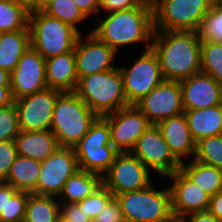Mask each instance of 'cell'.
Instances as JSON below:
<instances>
[{
    "label": "cell",
    "mask_w": 222,
    "mask_h": 222,
    "mask_svg": "<svg viewBox=\"0 0 222 222\" xmlns=\"http://www.w3.org/2000/svg\"><path fill=\"white\" fill-rule=\"evenodd\" d=\"M86 17L100 13L101 0H74Z\"/></svg>",
    "instance_id": "60d3db41"
},
{
    "label": "cell",
    "mask_w": 222,
    "mask_h": 222,
    "mask_svg": "<svg viewBox=\"0 0 222 222\" xmlns=\"http://www.w3.org/2000/svg\"><path fill=\"white\" fill-rule=\"evenodd\" d=\"M7 183L0 182V222H6Z\"/></svg>",
    "instance_id": "ee69618b"
},
{
    "label": "cell",
    "mask_w": 222,
    "mask_h": 222,
    "mask_svg": "<svg viewBox=\"0 0 222 222\" xmlns=\"http://www.w3.org/2000/svg\"><path fill=\"white\" fill-rule=\"evenodd\" d=\"M198 32L202 40L222 43V0H214Z\"/></svg>",
    "instance_id": "d6a6232c"
},
{
    "label": "cell",
    "mask_w": 222,
    "mask_h": 222,
    "mask_svg": "<svg viewBox=\"0 0 222 222\" xmlns=\"http://www.w3.org/2000/svg\"><path fill=\"white\" fill-rule=\"evenodd\" d=\"M78 81L74 50L46 59L48 88L61 92L76 91Z\"/></svg>",
    "instance_id": "44dd1931"
},
{
    "label": "cell",
    "mask_w": 222,
    "mask_h": 222,
    "mask_svg": "<svg viewBox=\"0 0 222 222\" xmlns=\"http://www.w3.org/2000/svg\"><path fill=\"white\" fill-rule=\"evenodd\" d=\"M191 159L222 170V134L199 140Z\"/></svg>",
    "instance_id": "1f68e13d"
},
{
    "label": "cell",
    "mask_w": 222,
    "mask_h": 222,
    "mask_svg": "<svg viewBox=\"0 0 222 222\" xmlns=\"http://www.w3.org/2000/svg\"><path fill=\"white\" fill-rule=\"evenodd\" d=\"M126 222H172L170 188L156 190L151 183L137 191L114 195Z\"/></svg>",
    "instance_id": "5b68a950"
},
{
    "label": "cell",
    "mask_w": 222,
    "mask_h": 222,
    "mask_svg": "<svg viewBox=\"0 0 222 222\" xmlns=\"http://www.w3.org/2000/svg\"><path fill=\"white\" fill-rule=\"evenodd\" d=\"M82 37V34L78 37L74 48L79 80L87 75L116 68L113 63L117 52L113 48L91 31L84 36V39Z\"/></svg>",
    "instance_id": "e0dca14e"
},
{
    "label": "cell",
    "mask_w": 222,
    "mask_h": 222,
    "mask_svg": "<svg viewBox=\"0 0 222 222\" xmlns=\"http://www.w3.org/2000/svg\"><path fill=\"white\" fill-rule=\"evenodd\" d=\"M188 128L193 140H199L222 134V104L209 108L186 110Z\"/></svg>",
    "instance_id": "603a6c76"
},
{
    "label": "cell",
    "mask_w": 222,
    "mask_h": 222,
    "mask_svg": "<svg viewBox=\"0 0 222 222\" xmlns=\"http://www.w3.org/2000/svg\"><path fill=\"white\" fill-rule=\"evenodd\" d=\"M43 11L49 16L69 24L82 34V31H80L81 29L77 28V24L84 21L87 17L83 14L74 0H52Z\"/></svg>",
    "instance_id": "4dcf8cb0"
},
{
    "label": "cell",
    "mask_w": 222,
    "mask_h": 222,
    "mask_svg": "<svg viewBox=\"0 0 222 222\" xmlns=\"http://www.w3.org/2000/svg\"><path fill=\"white\" fill-rule=\"evenodd\" d=\"M102 118L109 125L111 144L120 153L131 152L138 138L152 125L136 105H129Z\"/></svg>",
    "instance_id": "4fadbf2b"
},
{
    "label": "cell",
    "mask_w": 222,
    "mask_h": 222,
    "mask_svg": "<svg viewBox=\"0 0 222 222\" xmlns=\"http://www.w3.org/2000/svg\"><path fill=\"white\" fill-rule=\"evenodd\" d=\"M0 86H10V73L0 68Z\"/></svg>",
    "instance_id": "7dc6e473"
},
{
    "label": "cell",
    "mask_w": 222,
    "mask_h": 222,
    "mask_svg": "<svg viewBox=\"0 0 222 222\" xmlns=\"http://www.w3.org/2000/svg\"><path fill=\"white\" fill-rule=\"evenodd\" d=\"M136 107L151 124L184 112L180 81L164 80L153 88Z\"/></svg>",
    "instance_id": "2e32d148"
},
{
    "label": "cell",
    "mask_w": 222,
    "mask_h": 222,
    "mask_svg": "<svg viewBox=\"0 0 222 222\" xmlns=\"http://www.w3.org/2000/svg\"><path fill=\"white\" fill-rule=\"evenodd\" d=\"M172 222H181L179 219H174Z\"/></svg>",
    "instance_id": "681fc988"
},
{
    "label": "cell",
    "mask_w": 222,
    "mask_h": 222,
    "mask_svg": "<svg viewBox=\"0 0 222 222\" xmlns=\"http://www.w3.org/2000/svg\"><path fill=\"white\" fill-rule=\"evenodd\" d=\"M77 170L79 167L74 149L59 147L51 156L41 162L36 195L58 198L66 181Z\"/></svg>",
    "instance_id": "7c38bea8"
},
{
    "label": "cell",
    "mask_w": 222,
    "mask_h": 222,
    "mask_svg": "<svg viewBox=\"0 0 222 222\" xmlns=\"http://www.w3.org/2000/svg\"><path fill=\"white\" fill-rule=\"evenodd\" d=\"M17 156L15 140L0 142V182L7 178L11 165Z\"/></svg>",
    "instance_id": "8d00e7d4"
},
{
    "label": "cell",
    "mask_w": 222,
    "mask_h": 222,
    "mask_svg": "<svg viewBox=\"0 0 222 222\" xmlns=\"http://www.w3.org/2000/svg\"><path fill=\"white\" fill-rule=\"evenodd\" d=\"M214 0H154V30L198 32Z\"/></svg>",
    "instance_id": "52a82bcc"
},
{
    "label": "cell",
    "mask_w": 222,
    "mask_h": 222,
    "mask_svg": "<svg viewBox=\"0 0 222 222\" xmlns=\"http://www.w3.org/2000/svg\"><path fill=\"white\" fill-rule=\"evenodd\" d=\"M114 197L112 192L102 185L92 195L77 202L82 211L92 220L103 211L106 204Z\"/></svg>",
    "instance_id": "d590c367"
},
{
    "label": "cell",
    "mask_w": 222,
    "mask_h": 222,
    "mask_svg": "<svg viewBox=\"0 0 222 222\" xmlns=\"http://www.w3.org/2000/svg\"><path fill=\"white\" fill-rule=\"evenodd\" d=\"M40 171V161L18 155L11 165L7 178L3 182L12 185L18 191H25L36 195Z\"/></svg>",
    "instance_id": "d4e9b609"
},
{
    "label": "cell",
    "mask_w": 222,
    "mask_h": 222,
    "mask_svg": "<svg viewBox=\"0 0 222 222\" xmlns=\"http://www.w3.org/2000/svg\"><path fill=\"white\" fill-rule=\"evenodd\" d=\"M173 182L171 191L172 211L175 219L194 213L208 211L210 196L189 179L181 170L167 176Z\"/></svg>",
    "instance_id": "ac0fdd59"
},
{
    "label": "cell",
    "mask_w": 222,
    "mask_h": 222,
    "mask_svg": "<svg viewBox=\"0 0 222 222\" xmlns=\"http://www.w3.org/2000/svg\"><path fill=\"white\" fill-rule=\"evenodd\" d=\"M157 126L162 131L166 144L181 162L187 157L194 158L196 142L191 136L184 112L160 121Z\"/></svg>",
    "instance_id": "ffe728a7"
},
{
    "label": "cell",
    "mask_w": 222,
    "mask_h": 222,
    "mask_svg": "<svg viewBox=\"0 0 222 222\" xmlns=\"http://www.w3.org/2000/svg\"><path fill=\"white\" fill-rule=\"evenodd\" d=\"M81 170L103 176L120 153L111 144L108 123L98 117L88 133L73 147Z\"/></svg>",
    "instance_id": "ba28073f"
},
{
    "label": "cell",
    "mask_w": 222,
    "mask_h": 222,
    "mask_svg": "<svg viewBox=\"0 0 222 222\" xmlns=\"http://www.w3.org/2000/svg\"><path fill=\"white\" fill-rule=\"evenodd\" d=\"M102 185L101 175L79 169L66 181L58 201L77 203L92 195Z\"/></svg>",
    "instance_id": "484cf974"
},
{
    "label": "cell",
    "mask_w": 222,
    "mask_h": 222,
    "mask_svg": "<svg viewBox=\"0 0 222 222\" xmlns=\"http://www.w3.org/2000/svg\"><path fill=\"white\" fill-rule=\"evenodd\" d=\"M31 47L45 59L74 50L81 35L75 28L44 11L29 14Z\"/></svg>",
    "instance_id": "8992f818"
},
{
    "label": "cell",
    "mask_w": 222,
    "mask_h": 222,
    "mask_svg": "<svg viewBox=\"0 0 222 222\" xmlns=\"http://www.w3.org/2000/svg\"><path fill=\"white\" fill-rule=\"evenodd\" d=\"M150 171L169 176L181 169L182 162L166 144L162 131L152 124L139 138L131 151Z\"/></svg>",
    "instance_id": "8fae6325"
},
{
    "label": "cell",
    "mask_w": 222,
    "mask_h": 222,
    "mask_svg": "<svg viewBox=\"0 0 222 222\" xmlns=\"http://www.w3.org/2000/svg\"><path fill=\"white\" fill-rule=\"evenodd\" d=\"M201 41L195 31L154 30L151 48L165 80L181 81L201 72Z\"/></svg>",
    "instance_id": "6da1fadb"
},
{
    "label": "cell",
    "mask_w": 222,
    "mask_h": 222,
    "mask_svg": "<svg viewBox=\"0 0 222 222\" xmlns=\"http://www.w3.org/2000/svg\"><path fill=\"white\" fill-rule=\"evenodd\" d=\"M201 72L222 85V43L201 41Z\"/></svg>",
    "instance_id": "f546056e"
},
{
    "label": "cell",
    "mask_w": 222,
    "mask_h": 222,
    "mask_svg": "<svg viewBox=\"0 0 222 222\" xmlns=\"http://www.w3.org/2000/svg\"><path fill=\"white\" fill-rule=\"evenodd\" d=\"M181 222H222L209 211L190 213L180 219Z\"/></svg>",
    "instance_id": "b9f144b4"
},
{
    "label": "cell",
    "mask_w": 222,
    "mask_h": 222,
    "mask_svg": "<svg viewBox=\"0 0 222 222\" xmlns=\"http://www.w3.org/2000/svg\"><path fill=\"white\" fill-rule=\"evenodd\" d=\"M76 92L98 117L129 106L118 66L109 71L82 77L78 81Z\"/></svg>",
    "instance_id": "277c9868"
},
{
    "label": "cell",
    "mask_w": 222,
    "mask_h": 222,
    "mask_svg": "<svg viewBox=\"0 0 222 222\" xmlns=\"http://www.w3.org/2000/svg\"><path fill=\"white\" fill-rule=\"evenodd\" d=\"M180 85L184 111L222 104V85L209 74L196 73L181 80Z\"/></svg>",
    "instance_id": "d6986e66"
},
{
    "label": "cell",
    "mask_w": 222,
    "mask_h": 222,
    "mask_svg": "<svg viewBox=\"0 0 222 222\" xmlns=\"http://www.w3.org/2000/svg\"><path fill=\"white\" fill-rule=\"evenodd\" d=\"M13 103L14 99L10 86H0V107Z\"/></svg>",
    "instance_id": "f6af8a7d"
},
{
    "label": "cell",
    "mask_w": 222,
    "mask_h": 222,
    "mask_svg": "<svg viewBox=\"0 0 222 222\" xmlns=\"http://www.w3.org/2000/svg\"><path fill=\"white\" fill-rule=\"evenodd\" d=\"M118 67L122 74L123 89L128 105H136L165 80L158 57L152 48L145 49L131 67Z\"/></svg>",
    "instance_id": "9c48e42d"
},
{
    "label": "cell",
    "mask_w": 222,
    "mask_h": 222,
    "mask_svg": "<svg viewBox=\"0 0 222 222\" xmlns=\"http://www.w3.org/2000/svg\"><path fill=\"white\" fill-rule=\"evenodd\" d=\"M180 170L210 197L222 190L221 169L191 159L189 163L184 160Z\"/></svg>",
    "instance_id": "4316f807"
},
{
    "label": "cell",
    "mask_w": 222,
    "mask_h": 222,
    "mask_svg": "<svg viewBox=\"0 0 222 222\" xmlns=\"http://www.w3.org/2000/svg\"><path fill=\"white\" fill-rule=\"evenodd\" d=\"M30 194L18 191L7 184L6 222H24L26 203Z\"/></svg>",
    "instance_id": "836d02e7"
},
{
    "label": "cell",
    "mask_w": 222,
    "mask_h": 222,
    "mask_svg": "<svg viewBox=\"0 0 222 222\" xmlns=\"http://www.w3.org/2000/svg\"><path fill=\"white\" fill-rule=\"evenodd\" d=\"M208 211L222 221V190L210 198Z\"/></svg>",
    "instance_id": "7bdbcfd3"
},
{
    "label": "cell",
    "mask_w": 222,
    "mask_h": 222,
    "mask_svg": "<svg viewBox=\"0 0 222 222\" xmlns=\"http://www.w3.org/2000/svg\"><path fill=\"white\" fill-rule=\"evenodd\" d=\"M10 88L14 100L48 88L46 59L31 46L10 73Z\"/></svg>",
    "instance_id": "9a60e30c"
},
{
    "label": "cell",
    "mask_w": 222,
    "mask_h": 222,
    "mask_svg": "<svg viewBox=\"0 0 222 222\" xmlns=\"http://www.w3.org/2000/svg\"><path fill=\"white\" fill-rule=\"evenodd\" d=\"M52 0H34L27 8L30 13L43 11Z\"/></svg>",
    "instance_id": "bcb514c9"
},
{
    "label": "cell",
    "mask_w": 222,
    "mask_h": 222,
    "mask_svg": "<svg viewBox=\"0 0 222 222\" xmlns=\"http://www.w3.org/2000/svg\"><path fill=\"white\" fill-rule=\"evenodd\" d=\"M60 222H92L77 203H60Z\"/></svg>",
    "instance_id": "f35d334b"
},
{
    "label": "cell",
    "mask_w": 222,
    "mask_h": 222,
    "mask_svg": "<svg viewBox=\"0 0 222 222\" xmlns=\"http://www.w3.org/2000/svg\"><path fill=\"white\" fill-rule=\"evenodd\" d=\"M60 202L54 196L30 194L24 222H60Z\"/></svg>",
    "instance_id": "83f0119b"
},
{
    "label": "cell",
    "mask_w": 222,
    "mask_h": 222,
    "mask_svg": "<svg viewBox=\"0 0 222 222\" xmlns=\"http://www.w3.org/2000/svg\"><path fill=\"white\" fill-rule=\"evenodd\" d=\"M60 92L55 89L46 88L32 95L14 100L18 111L20 130H50L55 101Z\"/></svg>",
    "instance_id": "5bb4252c"
},
{
    "label": "cell",
    "mask_w": 222,
    "mask_h": 222,
    "mask_svg": "<svg viewBox=\"0 0 222 222\" xmlns=\"http://www.w3.org/2000/svg\"><path fill=\"white\" fill-rule=\"evenodd\" d=\"M92 222H126L124 215L122 214L121 207L113 197L105 206L102 212H100Z\"/></svg>",
    "instance_id": "ab89813d"
},
{
    "label": "cell",
    "mask_w": 222,
    "mask_h": 222,
    "mask_svg": "<svg viewBox=\"0 0 222 222\" xmlns=\"http://www.w3.org/2000/svg\"><path fill=\"white\" fill-rule=\"evenodd\" d=\"M135 7H153L147 0H101L100 13L103 9L107 13L129 10Z\"/></svg>",
    "instance_id": "74e56055"
},
{
    "label": "cell",
    "mask_w": 222,
    "mask_h": 222,
    "mask_svg": "<svg viewBox=\"0 0 222 222\" xmlns=\"http://www.w3.org/2000/svg\"><path fill=\"white\" fill-rule=\"evenodd\" d=\"M97 118L76 91L60 92L55 101L50 130L60 147L73 148Z\"/></svg>",
    "instance_id": "3957f363"
},
{
    "label": "cell",
    "mask_w": 222,
    "mask_h": 222,
    "mask_svg": "<svg viewBox=\"0 0 222 222\" xmlns=\"http://www.w3.org/2000/svg\"><path fill=\"white\" fill-rule=\"evenodd\" d=\"M151 171L131 152L119 153L110 169L102 176L103 185L113 195L137 191L152 182Z\"/></svg>",
    "instance_id": "30bf717a"
},
{
    "label": "cell",
    "mask_w": 222,
    "mask_h": 222,
    "mask_svg": "<svg viewBox=\"0 0 222 222\" xmlns=\"http://www.w3.org/2000/svg\"><path fill=\"white\" fill-rule=\"evenodd\" d=\"M30 46V29L1 32L0 68L11 73Z\"/></svg>",
    "instance_id": "cb8c5ba5"
},
{
    "label": "cell",
    "mask_w": 222,
    "mask_h": 222,
    "mask_svg": "<svg viewBox=\"0 0 222 222\" xmlns=\"http://www.w3.org/2000/svg\"><path fill=\"white\" fill-rule=\"evenodd\" d=\"M19 132L18 111L15 104L0 107V142L15 140Z\"/></svg>",
    "instance_id": "e575fe53"
},
{
    "label": "cell",
    "mask_w": 222,
    "mask_h": 222,
    "mask_svg": "<svg viewBox=\"0 0 222 222\" xmlns=\"http://www.w3.org/2000/svg\"><path fill=\"white\" fill-rule=\"evenodd\" d=\"M17 154L37 161H45L60 146L51 130L22 131L15 138Z\"/></svg>",
    "instance_id": "7402d4cb"
},
{
    "label": "cell",
    "mask_w": 222,
    "mask_h": 222,
    "mask_svg": "<svg viewBox=\"0 0 222 222\" xmlns=\"http://www.w3.org/2000/svg\"><path fill=\"white\" fill-rule=\"evenodd\" d=\"M19 3L24 4L28 7L34 0H17Z\"/></svg>",
    "instance_id": "c3c4849f"
},
{
    "label": "cell",
    "mask_w": 222,
    "mask_h": 222,
    "mask_svg": "<svg viewBox=\"0 0 222 222\" xmlns=\"http://www.w3.org/2000/svg\"><path fill=\"white\" fill-rule=\"evenodd\" d=\"M29 14L17 0H0V33L29 29Z\"/></svg>",
    "instance_id": "f1b7e54d"
},
{
    "label": "cell",
    "mask_w": 222,
    "mask_h": 222,
    "mask_svg": "<svg viewBox=\"0 0 222 222\" xmlns=\"http://www.w3.org/2000/svg\"><path fill=\"white\" fill-rule=\"evenodd\" d=\"M91 32L116 52L120 47L144 42L151 48L154 33L153 7H135L107 13Z\"/></svg>",
    "instance_id": "7a4b0ae2"
}]
</instances>
